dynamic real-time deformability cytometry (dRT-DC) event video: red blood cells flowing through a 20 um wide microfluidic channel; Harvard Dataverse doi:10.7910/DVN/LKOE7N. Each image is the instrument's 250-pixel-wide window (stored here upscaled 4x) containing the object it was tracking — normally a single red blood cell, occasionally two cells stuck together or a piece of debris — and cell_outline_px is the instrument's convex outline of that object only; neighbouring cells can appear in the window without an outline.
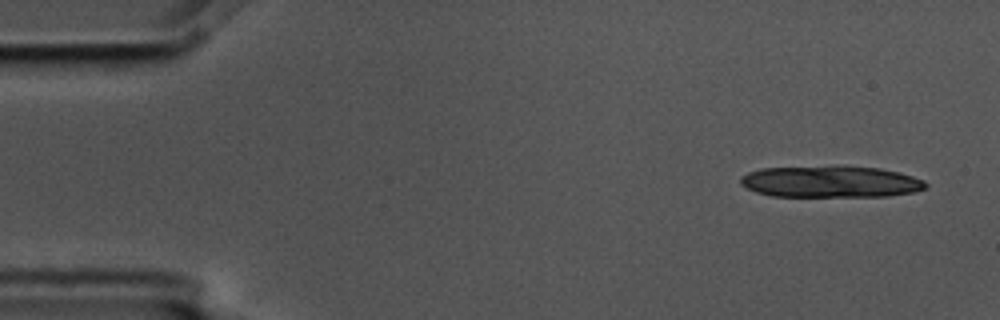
{"species": "common noctule bat (a hibernating species)", "species_latin": "Nyctalus noctula", "temperature_condition": "cold", "stored_images_in_passage": 5, "camera_frame_rate_fps": 3000, "um_per_image_px": 0.085, "animal": {"sex": "male", "body_mass_g": 17.5, "forearm_length_mm": 52.3}, "frame": {"image": 1, "passage_image": 1, "time_ms": 0.0, "image_size_px": [1000, 320], "cell_outline_px": [[928, 184], [924, 188], [912, 192], [888, 196], [772, 196], [756, 192], [740, 184], [740, 176], [748, 172], [760, 168], [880, 168], [900, 172], [924, 180]], "centroid_in_image_um": [70.59, 15.47], "position_along_channel_um": 14.4, "area_um2": 33.12}}
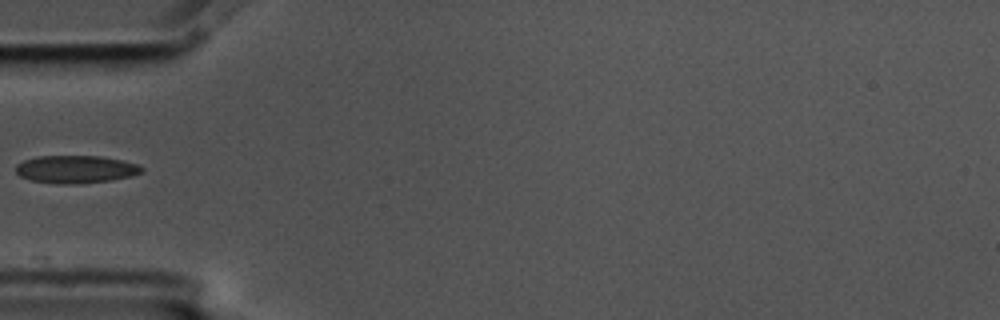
{"frame": {"image": 2, "passage_image": 5, "time_ms": 1.333, "image_size_px": [1000, 320], "cell_outline_px": [[144, 172], [132, 176], [112, 180], [76, 184], [60, 184], [32, 180], [20, 176], [16, 172], [16, 164], [24, 160], [36, 156], [100, 156], [124, 160], [136, 164], [144, 168]], "centroid_in_image_um": [6.47, 14.38], "position_along_channel_um": 78.5, "area_um2": 20.46}}